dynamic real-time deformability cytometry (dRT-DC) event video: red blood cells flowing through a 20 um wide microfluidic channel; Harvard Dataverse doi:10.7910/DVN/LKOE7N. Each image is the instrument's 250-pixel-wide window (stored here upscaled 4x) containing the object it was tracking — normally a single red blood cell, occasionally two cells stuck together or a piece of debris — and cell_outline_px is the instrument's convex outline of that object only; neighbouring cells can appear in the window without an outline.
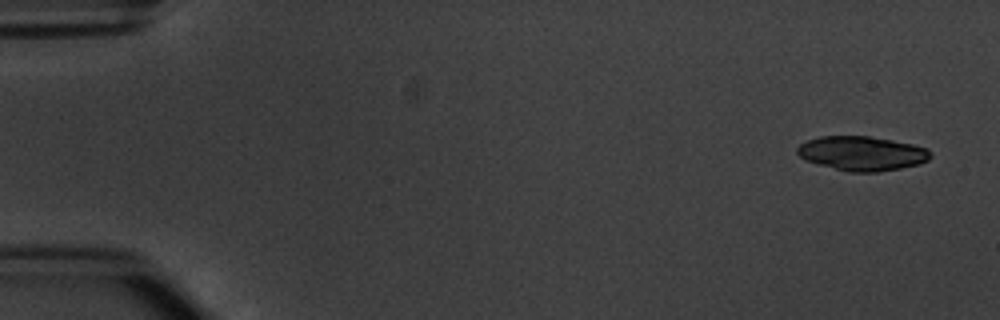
{"species": "common noctule bat (a hibernating species)", "species_latin": "Nyctalus noctula", "temperature_condition": "warm", "stored_images_in_passage": 5, "segment_of_instrument_passage": [2, 2], "camera_frame_rate_fps": 3000, "um_per_image_px": 0.085, "animal": {"sex": "male", "body_mass_g": 20.1, "forearm_length_mm": 53.5}, "frame": {"image": 1, "passage_image": 5, "time_ms": 5.667, "image_size_px": [1000, 320], "cell_outline_px": [[932, 156], [928, 160], [920, 164], [900, 168], [876, 172], [852, 172], [804, 160], [796, 152], [796, 148], [800, 144], [808, 140], [820, 136], [868, 136], [892, 140], [912, 144], [928, 148], [932, 152]], "centroid_in_image_um": [73.3, 13.03], "position_along_channel_um": 11.7, "area_um2": 26.59}}